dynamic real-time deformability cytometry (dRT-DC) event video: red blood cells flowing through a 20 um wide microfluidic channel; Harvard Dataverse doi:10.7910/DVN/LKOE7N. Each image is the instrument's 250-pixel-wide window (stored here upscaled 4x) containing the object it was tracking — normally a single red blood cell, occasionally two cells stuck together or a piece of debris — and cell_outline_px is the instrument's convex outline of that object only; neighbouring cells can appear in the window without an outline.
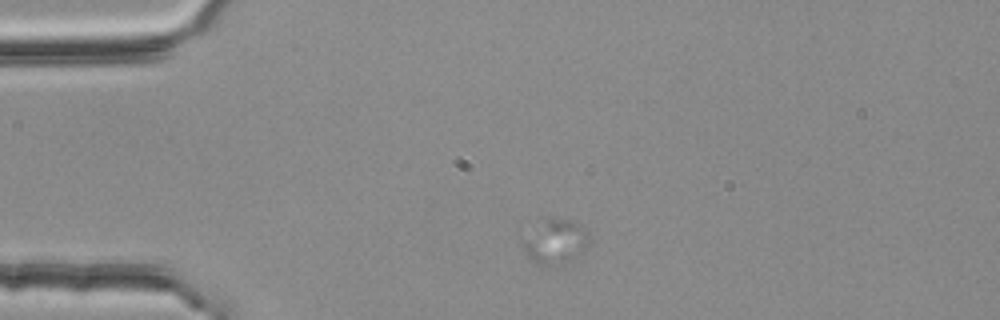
{"species": "common noctule bat (a hibernating species)", "species_latin": "Nyctalus noctula", "temperature_condition": "room temperature", "stored_images_in_passage": 18, "camera_frame_rate_fps": 3000, "um_per_image_px": 0.085, "animal": {"sex": "female", "body_mass_g": 25.1}, "frame": {"image": 1, "passage_image": 3, "time_ms": 0.667, "image_size_px": [1000, 320], "cell_outline_px": [[588, 244], [576, 256], [560, 264], [536, 264], [524, 252], [524, 244], [552, 216], [556, 216], [580, 224], [588, 232]], "centroid_in_image_um": [47.31, 20.55], "position_along_channel_um": 37.7, "area_um2": 15.78}}